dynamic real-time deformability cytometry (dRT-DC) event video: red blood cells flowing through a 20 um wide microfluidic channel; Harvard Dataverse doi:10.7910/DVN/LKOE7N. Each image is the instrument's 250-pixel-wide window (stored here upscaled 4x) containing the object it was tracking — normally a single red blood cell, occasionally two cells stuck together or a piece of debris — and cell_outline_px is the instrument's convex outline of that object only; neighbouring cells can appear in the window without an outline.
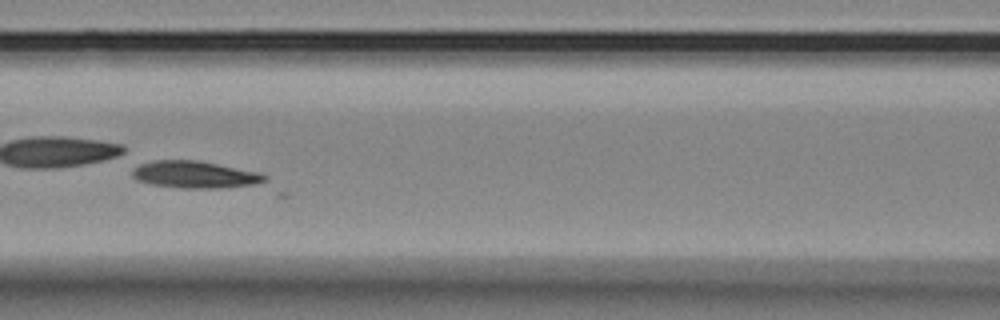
{"species": "Egyptian fruit bat (a non-hibernating species)", "species_latin": "Rousettus aegyptiacus", "temperature_condition": "room temperature", "stored_images_in_passage": 31, "camera_frame_rate_fps": 3000, "um_per_image_px": 0.085, "animal": {"sex": "female"}, "frame": {"image": 1, "passage_image": 19, "time_ms": 6.0, "image_size_px": [1000, 320], "cell_outline_px": [[268, 184], [220, 188], [180, 188], [152, 184], [136, 180], [132, 176], [132, 172], [140, 164], [152, 160], [200, 160], [260, 172], [268, 176]], "centroid_in_image_um": [16.69, 14.85], "position_along_channel_um": 149.9, "area_um2": 21.39}}